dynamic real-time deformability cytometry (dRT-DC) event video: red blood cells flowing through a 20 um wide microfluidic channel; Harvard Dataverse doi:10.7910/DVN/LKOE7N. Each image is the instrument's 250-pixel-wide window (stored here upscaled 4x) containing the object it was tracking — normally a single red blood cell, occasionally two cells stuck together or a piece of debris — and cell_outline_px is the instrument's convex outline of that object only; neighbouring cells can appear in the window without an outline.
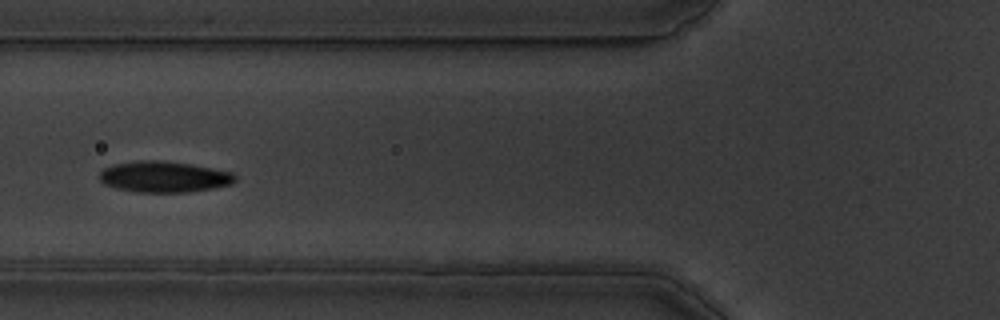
{"species": "common noctule bat (a hibernating species)", "species_latin": "Nyctalus noctula", "temperature_condition": "warm", "stored_images_in_passage": 21, "camera_frame_rate_fps": 3000, "um_per_image_px": 0.085, "animal": {"sex": "male", "body_mass_g": 19.5, "forearm_length_mm": 54.6}, "frame": {"image": 1, "passage_image": 18, "time_ms": 5.667, "image_size_px": [1000, 320], "cell_outline_px": [[236, 180], [232, 184], [212, 188], [188, 192], [136, 192], [116, 188], [104, 184], [100, 180], [100, 172], [104, 168], [116, 164], [140, 160], [160, 160], [192, 164], [232, 172], [236, 176]], "centroid_in_image_um": [13.95, 15.03], "position_along_channel_um": 111.8, "area_um2": 24.51}}